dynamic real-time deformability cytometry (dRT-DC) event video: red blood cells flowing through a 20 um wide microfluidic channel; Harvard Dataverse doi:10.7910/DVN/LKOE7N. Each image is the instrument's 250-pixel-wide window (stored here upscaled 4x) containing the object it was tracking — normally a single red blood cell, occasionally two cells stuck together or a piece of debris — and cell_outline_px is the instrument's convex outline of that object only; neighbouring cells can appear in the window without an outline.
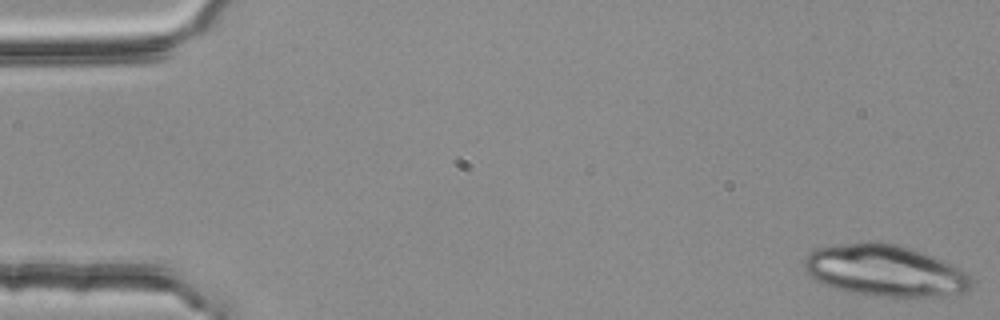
{"species": "common noctule bat (a hibernating species)", "species_latin": "Nyctalus noctula", "temperature_condition": "room temperature", "stored_images_in_passage": 4, "camera_frame_rate_fps": 3000, "um_per_image_px": 0.085, "animal": {"sex": "female", "body_mass_g": 25.1}, "frame": {"image": 1, "passage_image": 1, "time_ms": 0.0, "image_size_px": [1000, 320], "cell_outline_px": [[972, 284], [964, 292], [936, 296], [884, 296], [852, 292], [836, 288], [824, 284], [816, 280], [804, 268], [804, 256], [816, 248], [836, 244], [868, 240], [876, 240], [896, 244], [912, 248], [924, 252], [972, 276]], "centroid_in_image_um": [75.17, 22.96], "position_along_channel_um": 9.8, "area_um2": 49.82}}